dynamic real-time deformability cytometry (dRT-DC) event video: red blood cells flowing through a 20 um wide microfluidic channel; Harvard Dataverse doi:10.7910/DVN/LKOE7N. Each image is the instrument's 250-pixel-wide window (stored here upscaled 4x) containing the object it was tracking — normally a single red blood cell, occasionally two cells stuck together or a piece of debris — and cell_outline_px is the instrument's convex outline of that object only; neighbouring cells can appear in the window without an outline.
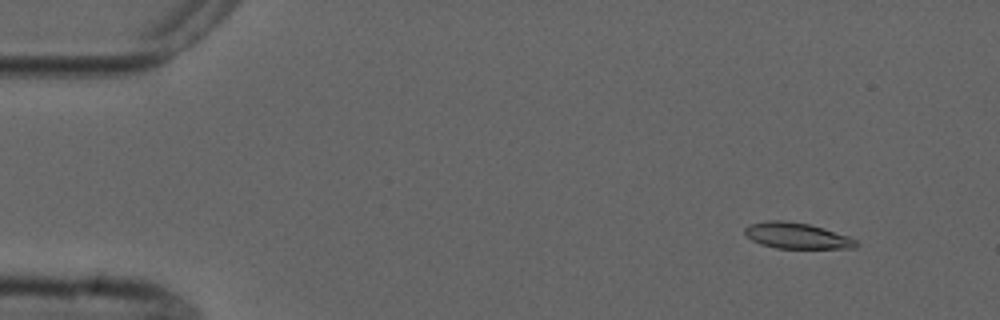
{"species": "common noctule bat (a hibernating species)", "species_latin": "Nyctalus noctula", "temperature_condition": "cold", "stored_images_in_passage": 4, "camera_frame_rate_fps": 3000, "um_per_image_px": 0.085, "animal": {"sex": "male", "forearm_length_mm": 52.5}, "frame": {"image": 1, "passage_image": 2, "time_ms": 1.0, "image_size_px": [1000, 320], "cell_outline_px": [[860, 244], [856, 248], [776, 248], [760, 244], [752, 240], [744, 232], [744, 228], [748, 224], [768, 220], [784, 220], [808, 224], [824, 228], [848, 236], [856, 240]], "centroid_in_image_um": [67.72, 20.03], "position_along_channel_um": 17.3, "area_um2": 16.88}}